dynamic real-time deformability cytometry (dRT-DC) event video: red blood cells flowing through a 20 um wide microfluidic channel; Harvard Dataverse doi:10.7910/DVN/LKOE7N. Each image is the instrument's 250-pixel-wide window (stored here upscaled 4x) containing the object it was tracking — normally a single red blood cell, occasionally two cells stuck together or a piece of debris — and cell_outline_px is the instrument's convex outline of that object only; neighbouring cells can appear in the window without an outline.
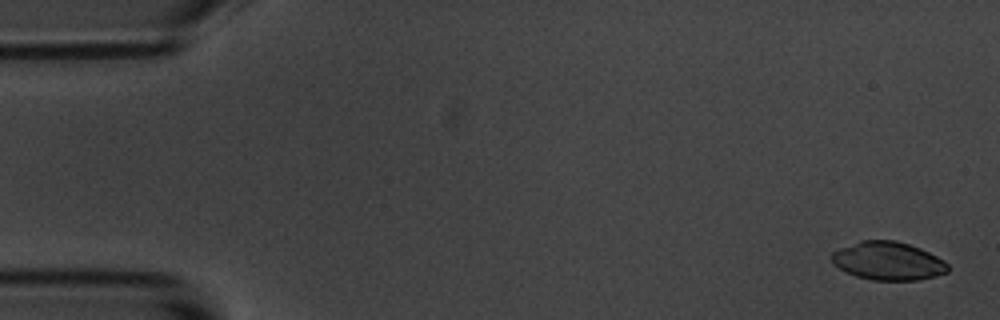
{"species": "common noctule bat (a hibernating species)", "species_latin": "Nyctalus noctula", "temperature_condition": "room temperature", "stored_images_in_passage": 4, "camera_frame_rate_fps": 3000, "um_per_image_px": 0.085, "animal": {"sex": "male", "body_mass_g": 20.1, "forearm_length_mm": 53.5}, "frame": {"image": 1, "passage_image": 1, "time_ms": 0.0, "image_size_px": [1000, 320], "cell_outline_px": [[948, 272], [916, 280], [872, 280], [856, 276], [840, 268], [828, 256], [832, 252], [840, 248], [860, 240], [896, 240], [920, 248], [944, 260], [948, 264]], "centroid_in_image_um": [75.47, 22.17], "position_along_channel_um": 9.5, "area_um2": 25.72}}
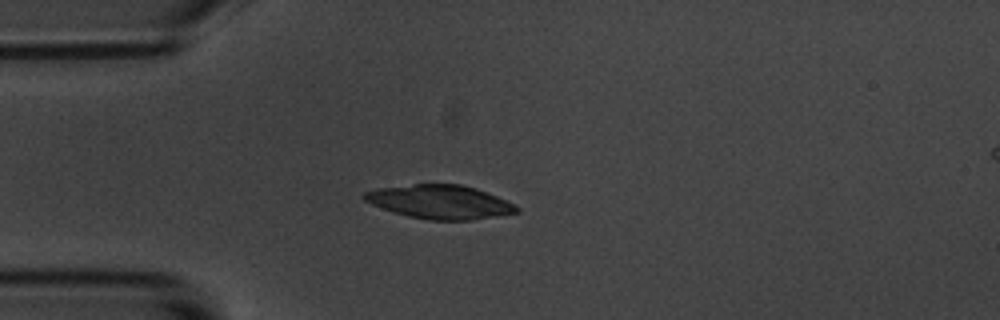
{"frame": {"image": 2, "passage_image": 4, "time_ms": 4.333, "image_size_px": [1000, 320], "cell_outline_px": [[520, 212], [472, 220], [428, 220], [408, 216], [392, 212], [372, 204], [364, 200], [360, 196], [364, 192], [376, 188], [416, 184], [460, 184], [476, 188], [516, 204], [520, 208]], "centroid_in_image_um": [37.39, 17.16], "position_along_channel_um": 47.6, "area_um2": 30.11}}